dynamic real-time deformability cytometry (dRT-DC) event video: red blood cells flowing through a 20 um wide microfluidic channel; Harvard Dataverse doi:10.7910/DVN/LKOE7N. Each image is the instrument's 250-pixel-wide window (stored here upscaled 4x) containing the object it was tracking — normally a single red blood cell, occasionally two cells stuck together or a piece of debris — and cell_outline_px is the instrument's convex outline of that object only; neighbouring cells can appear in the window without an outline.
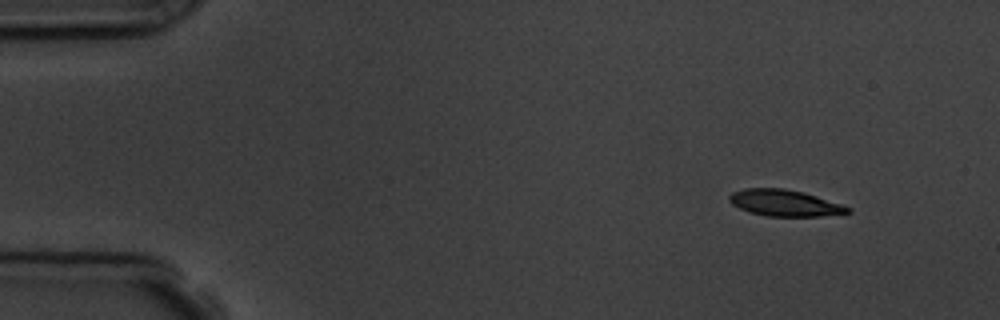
{"species": "common noctule bat (a hibernating species)", "species_latin": "Nyctalus noctula", "temperature_condition": "room temperature", "stored_images_in_passage": 4, "camera_frame_rate_fps": 3000, "um_per_image_px": 0.085, "animal": {"sex": "male", "body_mass_g": 19.5, "forearm_length_mm": 54.6}, "frame": {"image": 1, "passage_image": 1, "time_ms": 0.0, "image_size_px": [1000, 320], "cell_outline_px": [[852, 212], [820, 216], [768, 216], [748, 212], [732, 204], [728, 200], [728, 196], [732, 192], [744, 188], [784, 188], [804, 192], [852, 208]], "centroid_in_image_um": [66.66, 17.25], "position_along_channel_um": 18.3, "area_um2": 18.21}}
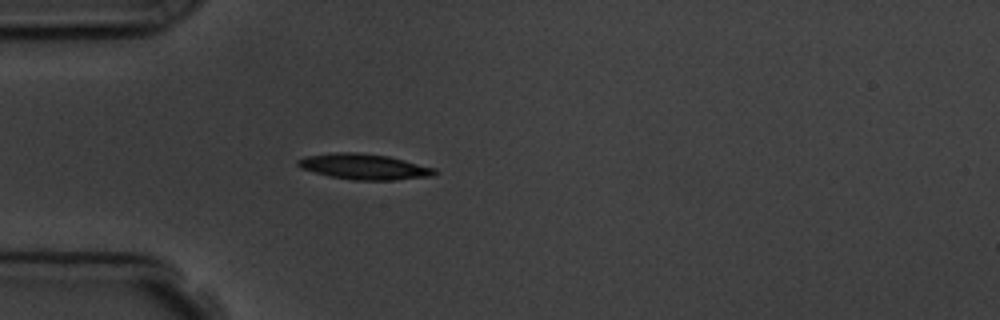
{"frame": {"image": 2, "passage_image": 4, "time_ms": 3.333, "image_size_px": [1000, 320], "cell_outline_px": [[440, 172], [436, 176], [396, 180], [352, 180], [332, 176], [300, 168], [296, 164], [296, 160], [304, 156], [332, 152], [356, 152], [388, 156], [436, 168]], "centroid_in_image_um": [30.99, 14.16], "position_along_channel_um": 54.0, "area_um2": 20.63}}